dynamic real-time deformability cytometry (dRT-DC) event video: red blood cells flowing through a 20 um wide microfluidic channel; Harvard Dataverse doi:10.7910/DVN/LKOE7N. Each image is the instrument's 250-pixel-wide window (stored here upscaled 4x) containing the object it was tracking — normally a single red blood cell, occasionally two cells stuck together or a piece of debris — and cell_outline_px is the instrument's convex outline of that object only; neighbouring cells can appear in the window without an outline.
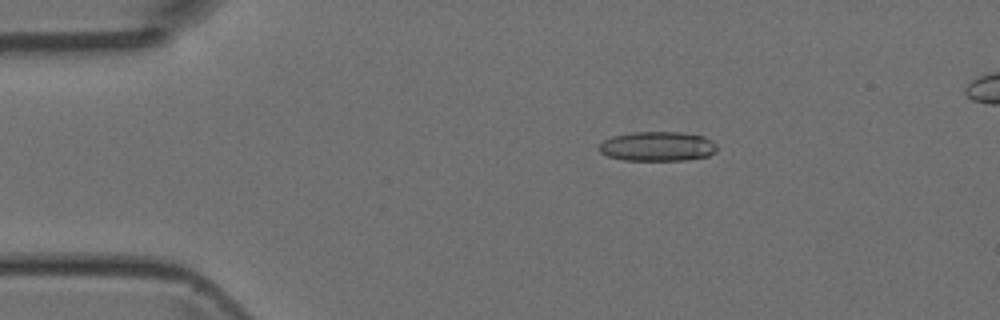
{"species": "Egyptian fruit bat (a non-hibernating species)", "species_latin": "Rousettus aegyptiacus", "temperature_condition": "room temperature", "stored_images_in_passage": 7, "camera_frame_rate_fps": 3000, "um_per_image_px": 0.085, "animal": {"sex": "female"}, "frame": {"image": 1, "passage_image": 1, "time_ms": 0.0, "image_size_px": [1000, 320], "cell_outline_px": [[716, 152], [708, 156], [684, 160], [624, 160], [608, 156], [600, 152], [596, 148], [604, 140], [612, 136], [632, 132], [680, 132], [704, 136], [712, 140], [716, 144]], "centroid_in_image_um": [55.88, 12.44], "position_along_channel_um": 29.1, "area_um2": 20.4}}